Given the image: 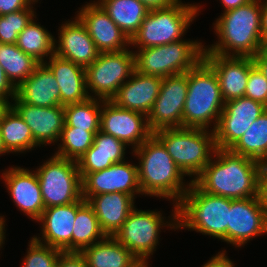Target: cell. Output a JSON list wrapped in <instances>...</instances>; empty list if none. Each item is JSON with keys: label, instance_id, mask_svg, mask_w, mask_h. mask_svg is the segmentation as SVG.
I'll use <instances>...</instances> for the list:
<instances>
[{"label": "cell", "instance_id": "cell-1", "mask_svg": "<svg viewBox=\"0 0 267 267\" xmlns=\"http://www.w3.org/2000/svg\"><path fill=\"white\" fill-rule=\"evenodd\" d=\"M263 171L264 165L252 158L216 148L213 158L193 182L205 193L232 200L251 198L257 197Z\"/></svg>", "mask_w": 267, "mask_h": 267}, {"label": "cell", "instance_id": "cell-2", "mask_svg": "<svg viewBox=\"0 0 267 267\" xmlns=\"http://www.w3.org/2000/svg\"><path fill=\"white\" fill-rule=\"evenodd\" d=\"M139 158L138 181L142 195L172 200L176 205L190 187L186 175L173 161L163 143L152 134L133 150Z\"/></svg>", "mask_w": 267, "mask_h": 267}, {"label": "cell", "instance_id": "cell-3", "mask_svg": "<svg viewBox=\"0 0 267 267\" xmlns=\"http://www.w3.org/2000/svg\"><path fill=\"white\" fill-rule=\"evenodd\" d=\"M261 1L223 12L215 21L214 31L218 41L204 47L203 53L221 56L253 57L261 48Z\"/></svg>", "mask_w": 267, "mask_h": 267}, {"label": "cell", "instance_id": "cell-4", "mask_svg": "<svg viewBox=\"0 0 267 267\" xmlns=\"http://www.w3.org/2000/svg\"><path fill=\"white\" fill-rule=\"evenodd\" d=\"M231 199L205 193L193 181L176 204V228L195 230L227 242Z\"/></svg>", "mask_w": 267, "mask_h": 267}, {"label": "cell", "instance_id": "cell-5", "mask_svg": "<svg viewBox=\"0 0 267 267\" xmlns=\"http://www.w3.org/2000/svg\"><path fill=\"white\" fill-rule=\"evenodd\" d=\"M188 89L182 115V127L216 129L224 108L218 77L202 59L187 72Z\"/></svg>", "mask_w": 267, "mask_h": 267}, {"label": "cell", "instance_id": "cell-6", "mask_svg": "<svg viewBox=\"0 0 267 267\" xmlns=\"http://www.w3.org/2000/svg\"><path fill=\"white\" fill-rule=\"evenodd\" d=\"M180 170L193 181L216 151L215 134L204 128H165L153 133Z\"/></svg>", "mask_w": 267, "mask_h": 267}, {"label": "cell", "instance_id": "cell-7", "mask_svg": "<svg viewBox=\"0 0 267 267\" xmlns=\"http://www.w3.org/2000/svg\"><path fill=\"white\" fill-rule=\"evenodd\" d=\"M200 5L184 4L178 0L173 5L149 10L139 30L130 40L135 48H150L182 40L186 29L199 15Z\"/></svg>", "mask_w": 267, "mask_h": 267}, {"label": "cell", "instance_id": "cell-8", "mask_svg": "<svg viewBox=\"0 0 267 267\" xmlns=\"http://www.w3.org/2000/svg\"><path fill=\"white\" fill-rule=\"evenodd\" d=\"M203 47L199 41L182 39L156 47L139 48L134 51L135 70L161 78L186 73L203 59Z\"/></svg>", "mask_w": 267, "mask_h": 267}, {"label": "cell", "instance_id": "cell-9", "mask_svg": "<svg viewBox=\"0 0 267 267\" xmlns=\"http://www.w3.org/2000/svg\"><path fill=\"white\" fill-rule=\"evenodd\" d=\"M173 206L171 222L163 220L165 217L160 211L138 210L135 207L113 237L129 249L139 261L148 266L147 260L156 251L162 227L177 229L176 205L173 203Z\"/></svg>", "mask_w": 267, "mask_h": 267}, {"label": "cell", "instance_id": "cell-10", "mask_svg": "<svg viewBox=\"0 0 267 267\" xmlns=\"http://www.w3.org/2000/svg\"><path fill=\"white\" fill-rule=\"evenodd\" d=\"M35 172L45 208L68 205L82 198L77 161L53 155Z\"/></svg>", "mask_w": 267, "mask_h": 267}, {"label": "cell", "instance_id": "cell-11", "mask_svg": "<svg viewBox=\"0 0 267 267\" xmlns=\"http://www.w3.org/2000/svg\"><path fill=\"white\" fill-rule=\"evenodd\" d=\"M134 71V50L101 52L97 59L85 68L87 91L95 95L93 98L111 100Z\"/></svg>", "mask_w": 267, "mask_h": 267}, {"label": "cell", "instance_id": "cell-12", "mask_svg": "<svg viewBox=\"0 0 267 267\" xmlns=\"http://www.w3.org/2000/svg\"><path fill=\"white\" fill-rule=\"evenodd\" d=\"M187 89V72L162 78L160 93L147 116L153 133L160 129L182 127Z\"/></svg>", "mask_w": 267, "mask_h": 267}, {"label": "cell", "instance_id": "cell-13", "mask_svg": "<svg viewBox=\"0 0 267 267\" xmlns=\"http://www.w3.org/2000/svg\"><path fill=\"white\" fill-rule=\"evenodd\" d=\"M266 110L267 106L247 97L225 102L214 130L216 147L231 149Z\"/></svg>", "mask_w": 267, "mask_h": 267}, {"label": "cell", "instance_id": "cell-14", "mask_svg": "<svg viewBox=\"0 0 267 267\" xmlns=\"http://www.w3.org/2000/svg\"><path fill=\"white\" fill-rule=\"evenodd\" d=\"M100 131L119 139L126 146L131 145L133 150L153 134L149 128L147 116L118 107L111 100H103Z\"/></svg>", "mask_w": 267, "mask_h": 267}, {"label": "cell", "instance_id": "cell-15", "mask_svg": "<svg viewBox=\"0 0 267 267\" xmlns=\"http://www.w3.org/2000/svg\"><path fill=\"white\" fill-rule=\"evenodd\" d=\"M82 198L86 201L99 194L122 192L135 197L141 194L138 181V164L123 161L110 167L87 173L82 179Z\"/></svg>", "mask_w": 267, "mask_h": 267}, {"label": "cell", "instance_id": "cell-16", "mask_svg": "<svg viewBox=\"0 0 267 267\" xmlns=\"http://www.w3.org/2000/svg\"><path fill=\"white\" fill-rule=\"evenodd\" d=\"M267 234V222L257 197L231 199L227 243L241 248L256 236Z\"/></svg>", "mask_w": 267, "mask_h": 267}, {"label": "cell", "instance_id": "cell-17", "mask_svg": "<svg viewBox=\"0 0 267 267\" xmlns=\"http://www.w3.org/2000/svg\"><path fill=\"white\" fill-rule=\"evenodd\" d=\"M92 2L79 8L80 11H77L76 16L84 24L97 50L100 53L118 52L129 48L130 39L127 35L116 25L98 2Z\"/></svg>", "mask_w": 267, "mask_h": 267}, {"label": "cell", "instance_id": "cell-18", "mask_svg": "<svg viewBox=\"0 0 267 267\" xmlns=\"http://www.w3.org/2000/svg\"><path fill=\"white\" fill-rule=\"evenodd\" d=\"M85 202L86 200L81 198L68 205L45 208L36 221L41 222L42 237L34 235L33 238L62 252H72V230L76 213Z\"/></svg>", "mask_w": 267, "mask_h": 267}, {"label": "cell", "instance_id": "cell-19", "mask_svg": "<svg viewBox=\"0 0 267 267\" xmlns=\"http://www.w3.org/2000/svg\"><path fill=\"white\" fill-rule=\"evenodd\" d=\"M203 60L216 73L225 102L244 97L249 70L254 66L252 57L203 53Z\"/></svg>", "mask_w": 267, "mask_h": 267}, {"label": "cell", "instance_id": "cell-20", "mask_svg": "<svg viewBox=\"0 0 267 267\" xmlns=\"http://www.w3.org/2000/svg\"><path fill=\"white\" fill-rule=\"evenodd\" d=\"M58 40H54V54L84 68L91 65L99 51L84 24L76 16L59 27ZM58 41V42H57Z\"/></svg>", "mask_w": 267, "mask_h": 267}, {"label": "cell", "instance_id": "cell-21", "mask_svg": "<svg viewBox=\"0 0 267 267\" xmlns=\"http://www.w3.org/2000/svg\"><path fill=\"white\" fill-rule=\"evenodd\" d=\"M12 107L30 127L34 141L39 145L59 141L65 124L63 106L38 107L23 103L17 96Z\"/></svg>", "mask_w": 267, "mask_h": 267}, {"label": "cell", "instance_id": "cell-22", "mask_svg": "<svg viewBox=\"0 0 267 267\" xmlns=\"http://www.w3.org/2000/svg\"><path fill=\"white\" fill-rule=\"evenodd\" d=\"M7 190L20 211L37 221L45 209L36 172L11 167L2 173Z\"/></svg>", "mask_w": 267, "mask_h": 267}, {"label": "cell", "instance_id": "cell-23", "mask_svg": "<svg viewBox=\"0 0 267 267\" xmlns=\"http://www.w3.org/2000/svg\"><path fill=\"white\" fill-rule=\"evenodd\" d=\"M162 78L143 75L136 70L119 88L111 101L118 107L148 116L160 93Z\"/></svg>", "mask_w": 267, "mask_h": 267}, {"label": "cell", "instance_id": "cell-24", "mask_svg": "<svg viewBox=\"0 0 267 267\" xmlns=\"http://www.w3.org/2000/svg\"><path fill=\"white\" fill-rule=\"evenodd\" d=\"M44 64L52 71L60 89V106L81 103L93 98L86 88L85 68L52 55ZM48 62V63H47Z\"/></svg>", "mask_w": 267, "mask_h": 267}, {"label": "cell", "instance_id": "cell-25", "mask_svg": "<svg viewBox=\"0 0 267 267\" xmlns=\"http://www.w3.org/2000/svg\"><path fill=\"white\" fill-rule=\"evenodd\" d=\"M16 96L23 102L38 107L60 105V89L52 71L40 63L34 72L17 88Z\"/></svg>", "mask_w": 267, "mask_h": 267}, {"label": "cell", "instance_id": "cell-26", "mask_svg": "<svg viewBox=\"0 0 267 267\" xmlns=\"http://www.w3.org/2000/svg\"><path fill=\"white\" fill-rule=\"evenodd\" d=\"M134 200L135 198L131 195L113 192L91 196L87 203L95 211L106 236H114L135 208Z\"/></svg>", "mask_w": 267, "mask_h": 267}, {"label": "cell", "instance_id": "cell-27", "mask_svg": "<svg viewBox=\"0 0 267 267\" xmlns=\"http://www.w3.org/2000/svg\"><path fill=\"white\" fill-rule=\"evenodd\" d=\"M126 145L112 135L98 131L92 146L77 161L81 179L87 174L125 161Z\"/></svg>", "mask_w": 267, "mask_h": 267}, {"label": "cell", "instance_id": "cell-28", "mask_svg": "<svg viewBox=\"0 0 267 267\" xmlns=\"http://www.w3.org/2000/svg\"><path fill=\"white\" fill-rule=\"evenodd\" d=\"M87 267H132L138 259L113 236L81 251Z\"/></svg>", "mask_w": 267, "mask_h": 267}, {"label": "cell", "instance_id": "cell-29", "mask_svg": "<svg viewBox=\"0 0 267 267\" xmlns=\"http://www.w3.org/2000/svg\"><path fill=\"white\" fill-rule=\"evenodd\" d=\"M109 17L131 40L149 9L139 0H98Z\"/></svg>", "mask_w": 267, "mask_h": 267}, {"label": "cell", "instance_id": "cell-30", "mask_svg": "<svg viewBox=\"0 0 267 267\" xmlns=\"http://www.w3.org/2000/svg\"><path fill=\"white\" fill-rule=\"evenodd\" d=\"M0 131L9 153H23L39 146L33 139L30 127L12 106L0 121Z\"/></svg>", "mask_w": 267, "mask_h": 267}, {"label": "cell", "instance_id": "cell-31", "mask_svg": "<svg viewBox=\"0 0 267 267\" xmlns=\"http://www.w3.org/2000/svg\"><path fill=\"white\" fill-rule=\"evenodd\" d=\"M95 211L87 201L77 210L72 230V252H81L106 238Z\"/></svg>", "mask_w": 267, "mask_h": 267}, {"label": "cell", "instance_id": "cell-32", "mask_svg": "<svg viewBox=\"0 0 267 267\" xmlns=\"http://www.w3.org/2000/svg\"><path fill=\"white\" fill-rule=\"evenodd\" d=\"M233 153L267 164V110L256 119L230 149Z\"/></svg>", "mask_w": 267, "mask_h": 267}, {"label": "cell", "instance_id": "cell-33", "mask_svg": "<svg viewBox=\"0 0 267 267\" xmlns=\"http://www.w3.org/2000/svg\"><path fill=\"white\" fill-rule=\"evenodd\" d=\"M34 18L19 33L16 45L27 55L32 56L39 63H45L44 57L54 55V36Z\"/></svg>", "mask_w": 267, "mask_h": 267}, {"label": "cell", "instance_id": "cell-34", "mask_svg": "<svg viewBox=\"0 0 267 267\" xmlns=\"http://www.w3.org/2000/svg\"><path fill=\"white\" fill-rule=\"evenodd\" d=\"M39 64L16 44L0 43V65L16 88L34 72Z\"/></svg>", "mask_w": 267, "mask_h": 267}, {"label": "cell", "instance_id": "cell-35", "mask_svg": "<svg viewBox=\"0 0 267 267\" xmlns=\"http://www.w3.org/2000/svg\"><path fill=\"white\" fill-rule=\"evenodd\" d=\"M102 104V99L89 98L81 103L63 106L65 112L64 126L85 129V131H99Z\"/></svg>", "mask_w": 267, "mask_h": 267}, {"label": "cell", "instance_id": "cell-36", "mask_svg": "<svg viewBox=\"0 0 267 267\" xmlns=\"http://www.w3.org/2000/svg\"><path fill=\"white\" fill-rule=\"evenodd\" d=\"M98 131H85L76 127L64 126L59 137L62 142L58 145V151L54 155L69 160L78 161L92 146L94 136Z\"/></svg>", "mask_w": 267, "mask_h": 267}, {"label": "cell", "instance_id": "cell-37", "mask_svg": "<svg viewBox=\"0 0 267 267\" xmlns=\"http://www.w3.org/2000/svg\"><path fill=\"white\" fill-rule=\"evenodd\" d=\"M34 9H22L0 16V43L16 44L19 33L35 17Z\"/></svg>", "mask_w": 267, "mask_h": 267}, {"label": "cell", "instance_id": "cell-38", "mask_svg": "<svg viewBox=\"0 0 267 267\" xmlns=\"http://www.w3.org/2000/svg\"><path fill=\"white\" fill-rule=\"evenodd\" d=\"M28 246L27 254L22 260L23 267H56L58 256L62 251L41 244L33 237L30 239Z\"/></svg>", "mask_w": 267, "mask_h": 267}, {"label": "cell", "instance_id": "cell-39", "mask_svg": "<svg viewBox=\"0 0 267 267\" xmlns=\"http://www.w3.org/2000/svg\"><path fill=\"white\" fill-rule=\"evenodd\" d=\"M244 97L267 106V79L255 65L249 70Z\"/></svg>", "mask_w": 267, "mask_h": 267}, {"label": "cell", "instance_id": "cell-40", "mask_svg": "<svg viewBox=\"0 0 267 267\" xmlns=\"http://www.w3.org/2000/svg\"><path fill=\"white\" fill-rule=\"evenodd\" d=\"M56 267H87L81 252H61Z\"/></svg>", "mask_w": 267, "mask_h": 267}, {"label": "cell", "instance_id": "cell-41", "mask_svg": "<svg viewBox=\"0 0 267 267\" xmlns=\"http://www.w3.org/2000/svg\"><path fill=\"white\" fill-rule=\"evenodd\" d=\"M32 0H0V16L17 12L22 9H33Z\"/></svg>", "mask_w": 267, "mask_h": 267}, {"label": "cell", "instance_id": "cell-42", "mask_svg": "<svg viewBox=\"0 0 267 267\" xmlns=\"http://www.w3.org/2000/svg\"><path fill=\"white\" fill-rule=\"evenodd\" d=\"M0 97L9 100L11 97V102L16 98V87L7 78L3 67L0 65Z\"/></svg>", "mask_w": 267, "mask_h": 267}, {"label": "cell", "instance_id": "cell-43", "mask_svg": "<svg viewBox=\"0 0 267 267\" xmlns=\"http://www.w3.org/2000/svg\"><path fill=\"white\" fill-rule=\"evenodd\" d=\"M257 198L267 222V172L265 170L259 180Z\"/></svg>", "mask_w": 267, "mask_h": 267}, {"label": "cell", "instance_id": "cell-44", "mask_svg": "<svg viewBox=\"0 0 267 267\" xmlns=\"http://www.w3.org/2000/svg\"><path fill=\"white\" fill-rule=\"evenodd\" d=\"M202 267H235L234 263L228 258L225 250L218 252L217 255L213 256L207 263Z\"/></svg>", "mask_w": 267, "mask_h": 267}, {"label": "cell", "instance_id": "cell-45", "mask_svg": "<svg viewBox=\"0 0 267 267\" xmlns=\"http://www.w3.org/2000/svg\"><path fill=\"white\" fill-rule=\"evenodd\" d=\"M267 44V0L261 2V48Z\"/></svg>", "mask_w": 267, "mask_h": 267}, {"label": "cell", "instance_id": "cell-46", "mask_svg": "<svg viewBox=\"0 0 267 267\" xmlns=\"http://www.w3.org/2000/svg\"><path fill=\"white\" fill-rule=\"evenodd\" d=\"M142 4H144L149 10L166 8L178 0H139Z\"/></svg>", "mask_w": 267, "mask_h": 267}, {"label": "cell", "instance_id": "cell-47", "mask_svg": "<svg viewBox=\"0 0 267 267\" xmlns=\"http://www.w3.org/2000/svg\"><path fill=\"white\" fill-rule=\"evenodd\" d=\"M254 65L261 71L263 76L267 79V56L259 51L255 56L252 57Z\"/></svg>", "mask_w": 267, "mask_h": 267}, {"label": "cell", "instance_id": "cell-48", "mask_svg": "<svg viewBox=\"0 0 267 267\" xmlns=\"http://www.w3.org/2000/svg\"><path fill=\"white\" fill-rule=\"evenodd\" d=\"M220 1L224 7L223 12H226L232 9H236L239 6L246 5L252 0H220Z\"/></svg>", "mask_w": 267, "mask_h": 267}, {"label": "cell", "instance_id": "cell-49", "mask_svg": "<svg viewBox=\"0 0 267 267\" xmlns=\"http://www.w3.org/2000/svg\"><path fill=\"white\" fill-rule=\"evenodd\" d=\"M12 102L6 98L0 97V121L3 119L5 113L11 108Z\"/></svg>", "mask_w": 267, "mask_h": 267}, {"label": "cell", "instance_id": "cell-50", "mask_svg": "<svg viewBox=\"0 0 267 267\" xmlns=\"http://www.w3.org/2000/svg\"><path fill=\"white\" fill-rule=\"evenodd\" d=\"M5 218L4 216H0V248H2V244L4 245V239L6 238L5 236V233L4 231L5 230Z\"/></svg>", "mask_w": 267, "mask_h": 267}, {"label": "cell", "instance_id": "cell-51", "mask_svg": "<svg viewBox=\"0 0 267 267\" xmlns=\"http://www.w3.org/2000/svg\"><path fill=\"white\" fill-rule=\"evenodd\" d=\"M6 153H9L5 146H4V143H3V138H2V135H1V131H0V156L1 155H5Z\"/></svg>", "mask_w": 267, "mask_h": 267}, {"label": "cell", "instance_id": "cell-52", "mask_svg": "<svg viewBox=\"0 0 267 267\" xmlns=\"http://www.w3.org/2000/svg\"><path fill=\"white\" fill-rule=\"evenodd\" d=\"M132 267H148L142 261H137Z\"/></svg>", "mask_w": 267, "mask_h": 267}, {"label": "cell", "instance_id": "cell-53", "mask_svg": "<svg viewBox=\"0 0 267 267\" xmlns=\"http://www.w3.org/2000/svg\"><path fill=\"white\" fill-rule=\"evenodd\" d=\"M262 52L267 56V44L262 48Z\"/></svg>", "mask_w": 267, "mask_h": 267}, {"label": "cell", "instance_id": "cell-54", "mask_svg": "<svg viewBox=\"0 0 267 267\" xmlns=\"http://www.w3.org/2000/svg\"><path fill=\"white\" fill-rule=\"evenodd\" d=\"M264 170L267 172V164L264 166Z\"/></svg>", "mask_w": 267, "mask_h": 267}]
</instances>
